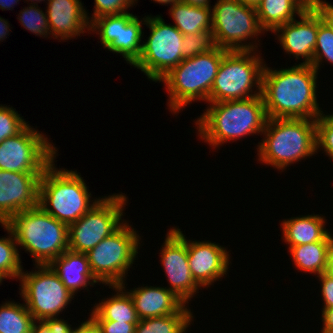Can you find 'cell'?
Instances as JSON below:
<instances>
[{
	"label": "cell",
	"instance_id": "484cf974",
	"mask_svg": "<svg viewBox=\"0 0 333 333\" xmlns=\"http://www.w3.org/2000/svg\"><path fill=\"white\" fill-rule=\"evenodd\" d=\"M255 8L261 28L271 33L304 11L293 0H261Z\"/></svg>",
	"mask_w": 333,
	"mask_h": 333
},
{
	"label": "cell",
	"instance_id": "7dc6e473",
	"mask_svg": "<svg viewBox=\"0 0 333 333\" xmlns=\"http://www.w3.org/2000/svg\"><path fill=\"white\" fill-rule=\"evenodd\" d=\"M237 1L240 2L243 5L256 7L261 0H237Z\"/></svg>",
	"mask_w": 333,
	"mask_h": 333
},
{
	"label": "cell",
	"instance_id": "e0dca14e",
	"mask_svg": "<svg viewBox=\"0 0 333 333\" xmlns=\"http://www.w3.org/2000/svg\"><path fill=\"white\" fill-rule=\"evenodd\" d=\"M188 264L192 278L204 288L228 272L230 257L225 247L211 241L187 240Z\"/></svg>",
	"mask_w": 333,
	"mask_h": 333
},
{
	"label": "cell",
	"instance_id": "603a6c76",
	"mask_svg": "<svg viewBox=\"0 0 333 333\" xmlns=\"http://www.w3.org/2000/svg\"><path fill=\"white\" fill-rule=\"evenodd\" d=\"M116 294L95 303L91 314L93 320H109L127 323H139V317L134 307L132 298L125 290V282L121 285H109Z\"/></svg>",
	"mask_w": 333,
	"mask_h": 333
},
{
	"label": "cell",
	"instance_id": "74e56055",
	"mask_svg": "<svg viewBox=\"0 0 333 333\" xmlns=\"http://www.w3.org/2000/svg\"><path fill=\"white\" fill-rule=\"evenodd\" d=\"M321 284V296L324 301L323 309L333 308V279L326 273L317 276Z\"/></svg>",
	"mask_w": 333,
	"mask_h": 333
},
{
	"label": "cell",
	"instance_id": "52a82bcc",
	"mask_svg": "<svg viewBox=\"0 0 333 333\" xmlns=\"http://www.w3.org/2000/svg\"><path fill=\"white\" fill-rule=\"evenodd\" d=\"M264 67L262 56L256 50L227 51L220 63L207 103L261 95ZM254 87L255 91L252 90Z\"/></svg>",
	"mask_w": 333,
	"mask_h": 333
},
{
	"label": "cell",
	"instance_id": "9a60e30c",
	"mask_svg": "<svg viewBox=\"0 0 333 333\" xmlns=\"http://www.w3.org/2000/svg\"><path fill=\"white\" fill-rule=\"evenodd\" d=\"M160 251L168 289L185 304L191 301L201 287L192 278L188 264L187 239L180 228L172 227L166 234Z\"/></svg>",
	"mask_w": 333,
	"mask_h": 333
},
{
	"label": "cell",
	"instance_id": "7402d4cb",
	"mask_svg": "<svg viewBox=\"0 0 333 333\" xmlns=\"http://www.w3.org/2000/svg\"><path fill=\"white\" fill-rule=\"evenodd\" d=\"M323 215H302L282 220V239L289 246H298L319 241H333L332 233L326 229Z\"/></svg>",
	"mask_w": 333,
	"mask_h": 333
},
{
	"label": "cell",
	"instance_id": "6da1fadb",
	"mask_svg": "<svg viewBox=\"0 0 333 333\" xmlns=\"http://www.w3.org/2000/svg\"><path fill=\"white\" fill-rule=\"evenodd\" d=\"M318 71L310 64L273 70L265 64L262 92L267 118L317 119L324 112L317 103Z\"/></svg>",
	"mask_w": 333,
	"mask_h": 333
},
{
	"label": "cell",
	"instance_id": "7bdbcfd3",
	"mask_svg": "<svg viewBox=\"0 0 333 333\" xmlns=\"http://www.w3.org/2000/svg\"><path fill=\"white\" fill-rule=\"evenodd\" d=\"M9 27H10L9 22L4 18L0 17V41L5 40V38H7V35L11 30Z\"/></svg>",
	"mask_w": 333,
	"mask_h": 333
},
{
	"label": "cell",
	"instance_id": "9c48e42d",
	"mask_svg": "<svg viewBox=\"0 0 333 333\" xmlns=\"http://www.w3.org/2000/svg\"><path fill=\"white\" fill-rule=\"evenodd\" d=\"M212 18L211 31L217 47L228 51L258 50L256 40L255 43L247 42L265 33L255 7L243 5L237 0H217L212 8Z\"/></svg>",
	"mask_w": 333,
	"mask_h": 333
},
{
	"label": "cell",
	"instance_id": "277c9868",
	"mask_svg": "<svg viewBox=\"0 0 333 333\" xmlns=\"http://www.w3.org/2000/svg\"><path fill=\"white\" fill-rule=\"evenodd\" d=\"M54 161L40 177L38 205L69 226L87 213L100 197L91 200L92 195L83 177L77 171L64 168L58 170Z\"/></svg>",
	"mask_w": 333,
	"mask_h": 333
},
{
	"label": "cell",
	"instance_id": "7a4b0ae2",
	"mask_svg": "<svg viewBox=\"0 0 333 333\" xmlns=\"http://www.w3.org/2000/svg\"><path fill=\"white\" fill-rule=\"evenodd\" d=\"M208 104L194 123L199 138L212 148L246 135H262L268 119L262 95Z\"/></svg>",
	"mask_w": 333,
	"mask_h": 333
},
{
	"label": "cell",
	"instance_id": "cb8c5ba5",
	"mask_svg": "<svg viewBox=\"0 0 333 333\" xmlns=\"http://www.w3.org/2000/svg\"><path fill=\"white\" fill-rule=\"evenodd\" d=\"M212 7L192 6L177 2L170 6L169 14L174 20V26L183 34H195L211 31Z\"/></svg>",
	"mask_w": 333,
	"mask_h": 333
},
{
	"label": "cell",
	"instance_id": "2e32d148",
	"mask_svg": "<svg viewBox=\"0 0 333 333\" xmlns=\"http://www.w3.org/2000/svg\"><path fill=\"white\" fill-rule=\"evenodd\" d=\"M42 174L0 169V224L21 211L38 206Z\"/></svg>",
	"mask_w": 333,
	"mask_h": 333
},
{
	"label": "cell",
	"instance_id": "4316f807",
	"mask_svg": "<svg viewBox=\"0 0 333 333\" xmlns=\"http://www.w3.org/2000/svg\"><path fill=\"white\" fill-rule=\"evenodd\" d=\"M193 318L185 304L177 313L139 320L135 333H186Z\"/></svg>",
	"mask_w": 333,
	"mask_h": 333
},
{
	"label": "cell",
	"instance_id": "4dcf8cb0",
	"mask_svg": "<svg viewBox=\"0 0 333 333\" xmlns=\"http://www.w3.org/2000/svg\"><path fill=\"white\" fill-rule=\"evenodd\" d=\"M324 59L333 65V34L319 15V29L312 66L318 71Z\"/></svg>",
	"mask_w": 333,
	"mask_h": 333
},
{
	"label": "cell",
	"instance_id": "3957f363",
	"mask_svg": "<svg viewBox=\"0 0 333 333\" xmlns=\"http://www.w3.org/2000/svg\"><path fill=\"white\" fill-rule=\"evenodd\" d=\"M262 135L258 161L278 170L317 153L316 119L268 118Z\"/></svg>",
	"mask_w": 333,
	"mask_h": 333
},
{
	"label": "cell",
	"instance_id": "83f0119b",
	"mask_svg": "<svg viewBox=\"0 0 333 333\" xmlns=\"http://www.w3.org/2000/svg\"><path fill=\"white\" fill-rule=\"evenodd\" d=\"M35 325L24 303L6 301L0 306V333H35Z\"/></svg>",
	"mask_w": 333,
	"mask_h": 333
},
{
	"label": "cell",
	"instance_id": "ab89813d",
	"mask_svg": "<svg viewBox=\"0 0 333 333\" xmlns=\"http://www.w3.org/2000/svg\"><path fill=\"white\" fill-rule=\"evenodd\" d=\"M73 333H102L96 322L89 317L86 321H82L81 325L73 328Z\"/></svg>",
	"mask_w": 333,
	"mask_h": 333
},
{
	"label": "cell",
	"instance_id": "d6a6232c",
	"mask_svg": "<svg viewBox=\"0 0 333 333\" xmlns=\"http://www.w3.org/2000/svg\"><path fill=\"white\" fill-rule=\"evenodd\" d=\"M13 107L0 105V143L19 134L28 124Z\"/></svg>",
	"mask_w": 333,
	"mask_h": 333
},
{
	"label": "cell",
	"instance_id": "f546056e",
	"mask_svg": "<svg viewBox=\"0 0 333 333\" xmlns=\"http://www.w3.org/2000/svg\"><path fill=\"white\" fill-rule=\"evenodd\" d=\"M17 19H19V22L25 29L33 34L43 38L50 35L47 13H44L36 4L29 5L20 10Z\"/></svg>",
	"mask_w": 333,
	"mask_h": 333
},
{
	"label": "cell",
	"instance_id": "4fadbf2b",
	"mask_svg": "<svg viewBox=\"0 0 333 333\" xmlns=\"http://www.w3.org/2000/svg\"><path fill=\"white\" fill-rule=\"evenodd\" d=\"M44 135L28 124L19 134L5 139L0 143V169L43 173L58 150Z\"/></svg>",
	"mask_w": 333,
	"mask_h": 333
},
{
	"label": "cell",
	"instance_id": "f907efd6",
	"mask_svg": "<svg viewBox=\"0 0 333 333\" xmlns=\"http://www.w3.org/2000/svg\"><path fill=\"white\" fill-rule=\"evenodd\" d=\"M6 279L2 274H0V284L3 282V280Z\"/></svg>",
	"mask_w": 333,
	"mask_h": 333
},
{
	"label": "cell",
	"instance_id": "30bf717a",
	"mask_svg": "<svg viewBox=\"0 0 333 333\" xmlns=\"http://www.w3.org/2000/svg\"><path fill=\"white\" fill-rule=\"evenodd\" d=\"M35 271H22L19 281L21 298L36 322L57 318L74 300L50 265H35Z\"/></svg>",
	"mask_w": 333,
	"mask_h": 333
},
{
	"label": "cell",
	"instance_id": "836d02e7",
	"mask_svg": "<svg viewBox=\"0 0 333 333\" xmlns=\"http://www.w3.org/2000/svg\"><path fill=\"white\" fill-rule=\"evenodd\" d=\"M316 141L317 152L324 150L333 160V113L331 115L323 113L316 119Z\"/></svg>",
	"mask_w": 333,
	"mask_h": 333
},
{
	"label": "cell",
	"instance_id": "ffe728a7",
	"mask_svg": "<svg viewBox=\"0 0 333 333\" xmlns=\"http://www.w3.org/2000/svg\"><path fill=\"white\" fill-rule=\"evenodd\" d=\"M139 319L177 313L185 303L167 287L145 286L127 291Z\"/></svg>",
	"mask_w": 333,
	"mask_h": 333
},
{
	"label": "cell",
	"instance_id": "8d00e7d4",
	"mask_svg": "<svg viewBox=\"0 0 333 333\" xmlns=\"http://www.w3.org/2000/svg\"><path fill=\"white\" fill-rule=\"evenodd\" d=\"M102 333H135L138 323H127L109 320H94Z\"/></svg>",
	"mask_w": 333,
	"mask_h": 333
},
{
	"label": "cell",
	"instance_id": "8992f818",
	"mask_svg": "<svg viewBox=\"0 0 333 333\" xmlns=\"http://www.w3.org/2000/svg\"><path fill=\"white\" fill-rule=\"evenodd\" d=\"M227 51L216 46L209 52L183 59L158 81L166 86L171 113L176 115L195 100L208 102L214 79Z\"/></svg>",
	"mask_w": 333,
	"mask_h": 333
},
{
	"label": "cell",
	"instance_id": "5bb4252c",
	"mask_svg": "<svg viewBox=\"0 0 333 333\" xmlns=\"http://www.w3.org/2000/svg\"><path fill=\"white\" fill-rule=\"evenodd\" d=\"M144 22V23H142ZM146 18L139 20L132 13L119 15H105L94 19L90 23L91 31L99 35L101 45L123 56L131 66L138 60L142 52V24Z\"/></svg>",
	"mask_w": 333,
	"mask_h": 333
},
{
	"label": "cell",
	"instance_id": "ee69618b",
	"mask_svg": "<svg viewBox=\"0 0 333 333\" xmlns=\"http://www.w3.org/2000/svg\"><path fill=\"white\" fill-rule=\"evenodd\" d=\"M325 273L333 279V244L328 253L327 269Z\"/></svg>",
	"mask_w": 333,
	"mask_h": 333
},
{
	"label": "cell",
	"instance_id": "bcb514c9",
	"mask_svg": "<svg viewBox=\"0 0 333 333\" xmlns=\"http://www.w3.org/2000/svg\"><path fill=\"white\" fill-rule=\"evenodd\" d=\"M20 0H0V9L3 10H11L13 7L19 3Z\"/></svg>",
	"mask_w": 333,
	"mask_h": 333
},
{
	"label": "cell",
	"instance_id": "b9f144b4",
	"mask_svg": "<svg viewBox=\"0 0 333 333\" xmlns=\"http://www.w3.org/2000/svg\"><path fill=\"white\" fill-rule=\"evenodd\" d=\"M295 1L304 11L315 10L323 0H293Z\"/></svg>",
	"mask_w": 333,
	"mask_h": 333
},
{
	"label": "cell",
	"instance_id": "d4e9b609",
	"mask_svg": "<svg viewBox=\"0 0 333 333\" xmlns=\"http://www.w3.org/2000/svg\"><path fill=\"white\" fill-rule=\"evenodd\" d=\"M333 241H319L298 246H289L294 266L304 273L319 276L326 272L328 253Z\"/></svg>",
	"mask_w": 333,
	"mask_h": 333
},
{
	"label": "cell",
	"instance_id": "d6986e66",
	"mask_svg": "<svg viewBox=\"0 0 333 333\" xmlns=\"http://www.w3.org/2000/svg\"><path fill=\"white\" fill-rule=\"evenodd\" d=\"M47 2L46 13L50 35L55 37L53 39H74L84 34L86 30H90L88 14L80 0H48Z\"/></svg>",
	"mask_w": 333,
	"mask_h": 333
},
{
	"label": "cell",
	"instance_id": "681fc988",
	"mask_svg": "<svg viewBox=\"0 0 333 333\" xmlns=\"http://www.w3.org/2000/svg\"><path fill=\"white\" fill-rule=\"evenodd\" d=\"M28 1L33 2V3H29V4H34V5L36 4L37 5V3H40V2L45 1V0H28ZM46 1H48V0H46Z\"/></svg>",
	"mask_w": 333,
	"mask_h": 333
},
{
	"label": "cell",
	"instance_id": "60d3db41",
	"mask_svg": "<svg viewBox=\"0 0 333 333\" xmlns=\"http://www.w3.org/2000/svg\"><path fill=\"white\" fill-rule=\"evenodd\" d=\"M321 318L323 322L321 332L333 333V308L323 309Z\"/></svg>",
	"mask_w": 333,
	"mask_h": 333
},
{
	"label": "cell",
	"instance_id": "ba28073f",
	"mask_svg": "<svg viewBox=\"0 0 333 333\" xmlns=\"http://www.w3.org/2000/svg\"><path fill=\"white\" fill-rule=\"evenodd\" d=\"M125 222L86 253L94 277L105 286L126 282V274L138 257L141 236Z\"/></svg>",
	"mask_w": 333,
	"mask_h": 333
},
{
	"label": "cell",
	"instance_id": "d590c367",
	"mask_svg": "<svg viewBox=\"0 0 333 333\" xmlns=\"http://www.w3.org/2000/svg\"><path fill=\"white\" fill-rule=\"evenodd\" d=\"M72 325L61 318H48L43 322H36L35 333H73Z\"/></svg>",
	"mask_w": 333,
	"mask_h": 333
},
{
	"label": "cell",
	"instance_id": "f6af8a7d",
	"mask_svg": "<svg viewBox=\"0 0 333 333\" xmlns=\"http://www.w3.org/2000/svg\"><path fill=\"white\" fill-rule=\"evenodd\" d=\"M180 2L199 7H211L210 0H180Z\"/></svg>",
	"mask_w": 333,
	"mask_h": 333
},
{
	"label": "cell",
	"instance_id": "7c38bea8",
	"mask_svg": "<svg viewBox=\"0 0 333 333\" xmlns=\"http://www.w3.org/2000/svg\"><path fill=\"white\" fill-rule=\"evenodd\" d=\"M127 198L123 193L101 197L78 221L70 224L69 250L87 253L114 233L124 223Z\"/></svg>",
	"mask_w": 333,
	"mask_h": 333
},
{
	"label": "cell",
	"instance_id": "5b68a950",
	"mask_svg": "<svg viewBox=\"0 0 333 333\" xmlns=\"http://www.w3.org/2000/svg\"><path fill=\"white\" fill-rule=\"evenodd\" d=\"M5 224L17 245L33 256V265H49L69 249L68 226L39 205L15 214Z\"/></svg>",
	"mask_w": 333,
	"mask_h": 333
},
{
	"label": "cell",
	"instance_id": "1f68e13d",
	"mask_svg": "<svg viewBox=\"0 0 333 333\" xmlns=\"http://www.w3.org/2000/svg\"><path fill=\"white\" fill-rule=\"evenodd\" d=\"M182 45L183 59L209 52L216 47L212 31L184 35Z\"/></svg>",
	"mask_w": 333,
	"mask_h": 333
},
{
	"label": "cell",
	"instance_id": "8fae6325",
	"mask_svg": "<svg viewBox=\"0 0 333 333\" xmlns=\"http://www.w3.org/2000/svg\"><path fill=\"white\" fill-rule=\"evenodd\" d=\"M145 24L151 30L150 35L142 42L141 55L133 66L149 80L158 82L183 61L184 35L174 25L165 24L160 15H147Z\"/></svg>",
	"mask_w": 333,
	"mask_h": 333
},
{
	"label": "cell",
	"instance_id": "f35d334b",
	"mask_svg": "<svg viewBox=\"0 0 333 333\" xmlns=\"http://www.w3.org/2000/svg\"><path fill=\"white\" fill-rule=\"evenodd\" d=\"M315 10L319 13L322 21L327 25L333 34V5L323 1Z\"/></svg>",
	"mask_w": 333,
	"mask_h": 333
},
{
	"label": "cell",
	"instance_id": "f1b7e54d",
	"mask_svg": "<svg viewBox=\"0 0 333 333\" xmlns=\"http://www.w3.org/2000/svg\"><path fill=\"white\" fill-rule=\"evenodd\" d=\"M1 226L9 236L0 238V274L6 279H19L23 266L16 239L12 230L5 223H1Z\"/></svg>",
	"mask_w": 333,
	"mask_h": 333
},
{
	"label": "cell",
	"instance_id": "44dd1931",
	"mask_svg": "<svg viewBox=\"0 0 333 333\" xmlns=\"http://www.w3.org/2000/svg\"><path fill=\"white\" fill-rule=\"evenodd\" d=\"M51 268L57 273L61 282L74 296L80 289H87L100 283L93 275L86 253L64 251L59 257L55 258L50 264Z\"/></svg>",
	"mask_w": 333,
	"mask_h": 333
},
{
	"label": "cell",
	"instance_id": "e575fe53",
	"mask_svg": "<svg viewBox=\"0 0 333 333\" xmlns=\"http://www.w3.org/2000/svg\"><path fill=\"white\" fill-rule=\"evenodd\" d=\"M137 0H94V12L92 17L87 16L89 23L94 19L105 15H119L127 13V9L133 7Z\"/></svg>",
	"mask_w": 333,
	"mask_h": 333
},
{
	"label": "cell",
	"instance_id": "ac0fdd59",
	"mask_svg": "<svg viewBox=\"0 0 333 333\" xmlns=\"http://www.w3.org/2000/svg\"><path fill=\"white\" fill-rule=\"evenodd\" d=\"M298 17L300 21L293 19L279 26L273 33H276L285 53L290 54L289 56L292 54L296 59H305L302 64L312 65L319 29V13L316 10L303 11Z\"/></svg>",
	"mask_w": 333,
	"mask_h": 333
},
{
	"label": "cell",
	"instance_id": "c3c4849f",
	"mask_svg": "<svg viewBox=\"0 0 333 333\" xmlns=\"http://www.w3.org/2000/svg\"><path fill=\"white\" fill-rule=\"evenodd\" d=\"M151 1H152V0H151ZM153 1H155V3L157 2V3L162 4V5H164V4H169L170 6H171L172 4H175V3H177V2H180V0H153Z\"/></svg>",
	"mask_w": 333,
	"mask_h": 333
}]
</instances>
